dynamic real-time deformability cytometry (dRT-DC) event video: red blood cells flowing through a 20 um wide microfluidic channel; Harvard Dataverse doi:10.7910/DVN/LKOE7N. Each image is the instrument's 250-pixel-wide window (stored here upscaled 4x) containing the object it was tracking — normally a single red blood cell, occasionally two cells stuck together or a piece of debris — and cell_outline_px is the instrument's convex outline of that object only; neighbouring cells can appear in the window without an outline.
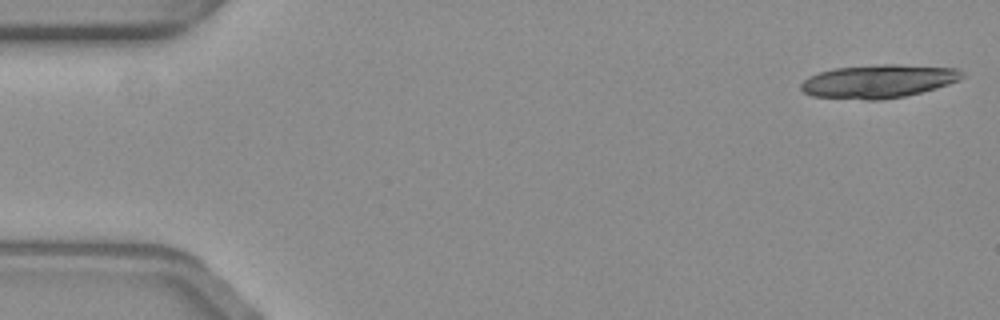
{"species": "common noctule bat (a hibernating species)", "species_latin": "Nyctalus noctula", "temperature_condition": "warm", "stored_images_in_passage": 18, "camera_frame_rate_fps": 3000, "um_per_image_px": 0.085, "animal": {"sex": "female", "body_mass_g": 19.3, "forearm_length_mm": 54.1}, "frame": {"image": 1, "passage_image": 1, "time_ms": 0.0, "image_size_px": [1000, 320], "cell_outline_px": [[964, 76], [960, 80], [936, 88], [904, 96], [880, 100], [864, 100], [812, 96], [804, 92], [800, 88], [800, 84], [808, 76], [820, 72], [836, 68], [880, 64], [896, 64], [960, 68], [964, 72]], "centroid_in_image_um": [74.69, 6.9], "position_along_channel_um": 10.3, "area_um2": 31.44}}